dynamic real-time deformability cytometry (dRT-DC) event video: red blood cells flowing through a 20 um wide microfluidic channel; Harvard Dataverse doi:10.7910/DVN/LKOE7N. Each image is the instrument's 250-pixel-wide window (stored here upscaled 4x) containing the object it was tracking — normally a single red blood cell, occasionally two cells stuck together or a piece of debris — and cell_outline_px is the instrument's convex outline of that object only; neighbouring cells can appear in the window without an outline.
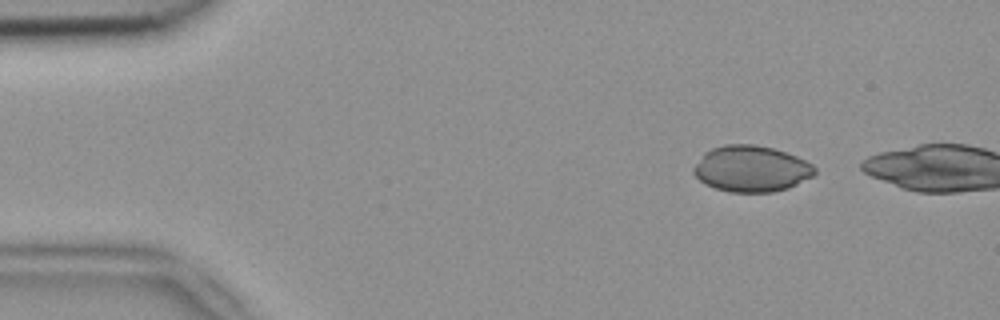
{"species": "common noctule bat (a hibernating species)", "species_latin": "Nyctalus noctula", "temperature_condition": "room temperature", "stored_images_in_passage": 3, "camera_frame_rate_fps": 3000, "um_per_image_px": 0.085, "animal": {"sex": "female", "body_mass_g": 18.4}, "frame": {"image": 1, "passage_image": 1, "time_ms": 0.0, "image_size_px": [1000, 320], "cell_outline_px": [[816, 172], [812, 176], [788, 188], [772, 192], [728, 192], [704, 184], [692, 172], [692, 168], [704, 152], [712, 148], [724, 144], [752, 144], [772, 148], [796, 156], [812, 164], [816, 168]], "centroid_in_image_um": [63.82, 14.34], "position_along_channel_um": 21.2, "area_um2": 32.54}}